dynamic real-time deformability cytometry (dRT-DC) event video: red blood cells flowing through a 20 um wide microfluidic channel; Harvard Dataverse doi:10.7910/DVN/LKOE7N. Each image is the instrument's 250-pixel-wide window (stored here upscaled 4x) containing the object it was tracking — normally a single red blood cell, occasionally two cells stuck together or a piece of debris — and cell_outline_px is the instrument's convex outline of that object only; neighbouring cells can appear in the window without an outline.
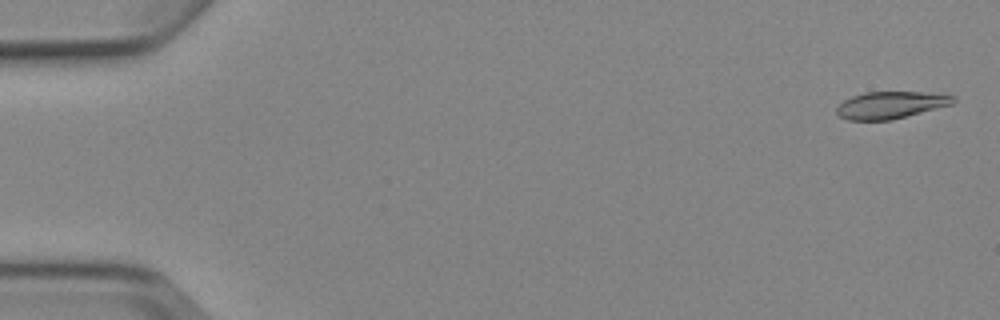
{"species": "Egyptian fruit bat (a non-hibernating species)", "species_latin": "Rousettus aegyptiacus", "temperature_condition": "cold", "stored_images_in_passage": 4, "camera_frame_rate_fps": 3000, "um_per_image_px": 0.085, "animal": {"sex": "female"}, "frame": {"image": 1, "passage_image": 1, "time_ms": 0.0, "image_size_px": [1000, 320], "cell_outline_px": [[956, 100], [952, 104], [892, 120], [848, 120], [840, 116], [836, 112], [836, 108], [844, 100], [852, 96], [864, 92], [920, 92], [956, 96]], "centroid_in_image_um": [75.69, 8.93], "position_along_channel_um": 9.3, "area_um2": 18.26}}
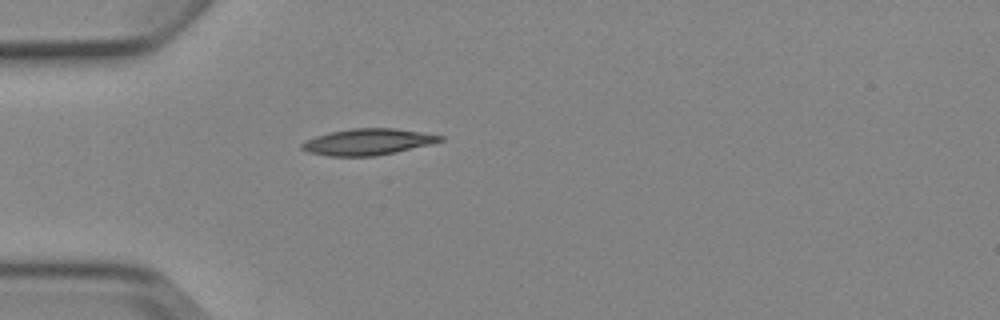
{"frame": {"image": 2, "passage_image": 4, "time_ms": 4.667, "image_size_px": [1000, 320], "cell_outline_px": [[444, 140], [396, 152], [376, 156], [328, 156], [308, 152], [300, 148], [300, 144], [316, 136], [328, 132], [352, 128], [396, 128], [444, 136]], "centroid_in_image_um": [31.23, 12.06], "position_along_channel_um": 53.8, "area_um2": 21.1}}